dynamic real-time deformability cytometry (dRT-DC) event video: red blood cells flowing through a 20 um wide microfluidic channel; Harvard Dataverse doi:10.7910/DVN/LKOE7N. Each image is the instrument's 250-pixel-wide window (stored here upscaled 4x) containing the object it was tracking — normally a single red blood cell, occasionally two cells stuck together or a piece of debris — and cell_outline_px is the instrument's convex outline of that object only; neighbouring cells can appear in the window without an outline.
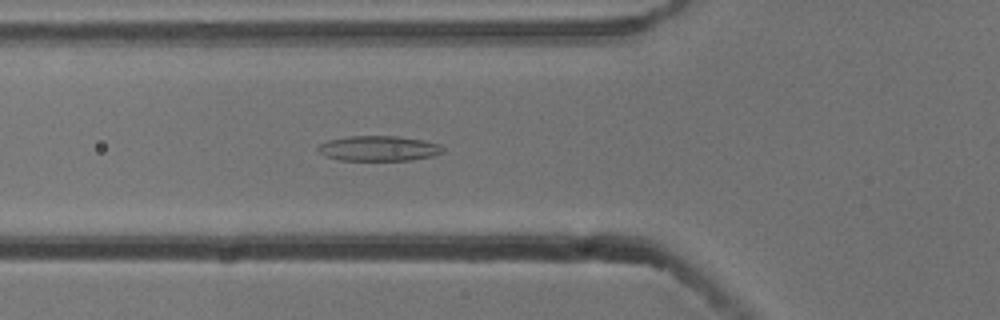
{"species": "common noctule bat (a hibernating species)", "species_latin": "Nyctalus noctula", "temperature_condition": "cold", "stored_images_in_passage": 54, "camera_frame_rate_fps": 3000, "um_per_image_px": 0.085, "animal": {"sex": "male", "body_mass_g": 13.3}, "frame": {"image": 1, "passage_image": 19, "time_ms": 6.0, "image_size_px": [1000, 320], "cell_outline_px": [[444, 152], [432, 156], [412, 160], [340, 160], [324, 156], [316, 148], [320, 144], [328, 140], [348, 136], [396, 136], [424, 140], [440, 144], [444, 148]], "centroid_in_image_um": [32.2, 12.61], "position_along_channel_um": 93.6, "area_um2": 18.38}}
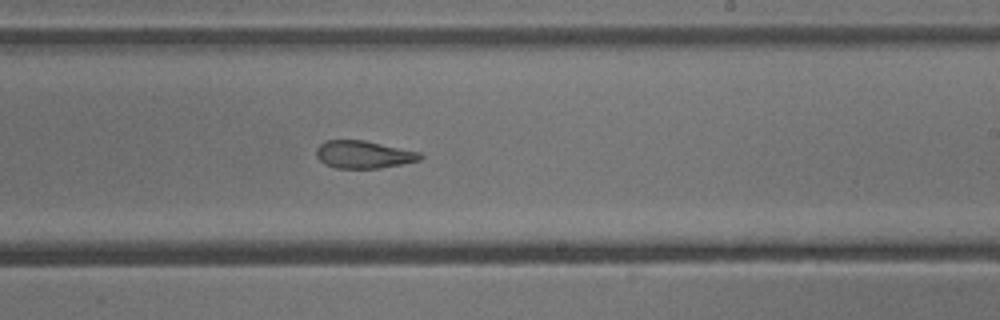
{"frame": {"image": 2, "passage_image": 32, "time_ms": 10.333, "image_size_px": [1000, 320], "cell_outline_px": [[424, 156], [420, 160], [380, 168], [336, 168], [324, 164], [316, 156], [316, 148], [324, 140], [364, 140], [420, 152]], "centroid_in_image_um": [30.88, 13.13], "position_along_channel_um": 258.1, "area_um2": 16.7}}
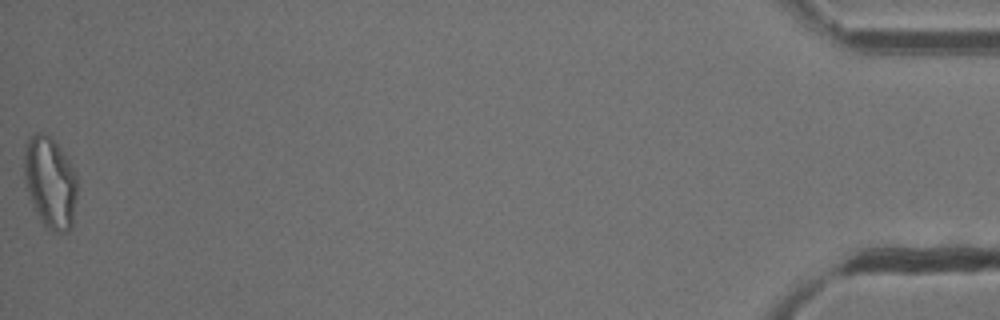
{"frame": {"image": 3, "passage_image": 54, "time_ms": 17.667, "image_size_px": [1000, 320], "cell_outline_px": [[76, 200], [72, 228], [68, 232], [56, 232], [44, 228], [36, 212], [24, 176], [24, 152], [28, 136], [36, 132], [40, 132], [48, 136], [64, 152], [76, 176]], "centroid_in_image_um": [4.27, 15.53], "position_along_channel_um": 430.9, "area_um2": 28.09}, "authors_computed_cell_mechanics": {"area_um2": 19.1896, "velocity_mm_per_s": 3.7881, "shape_relaxation_time_tau1_ms": null, "shape_relaxation_time_tau2_ms": 2.9212, "deformation_change_tau1": null, "deformation_change_tau2": 0.1137}}